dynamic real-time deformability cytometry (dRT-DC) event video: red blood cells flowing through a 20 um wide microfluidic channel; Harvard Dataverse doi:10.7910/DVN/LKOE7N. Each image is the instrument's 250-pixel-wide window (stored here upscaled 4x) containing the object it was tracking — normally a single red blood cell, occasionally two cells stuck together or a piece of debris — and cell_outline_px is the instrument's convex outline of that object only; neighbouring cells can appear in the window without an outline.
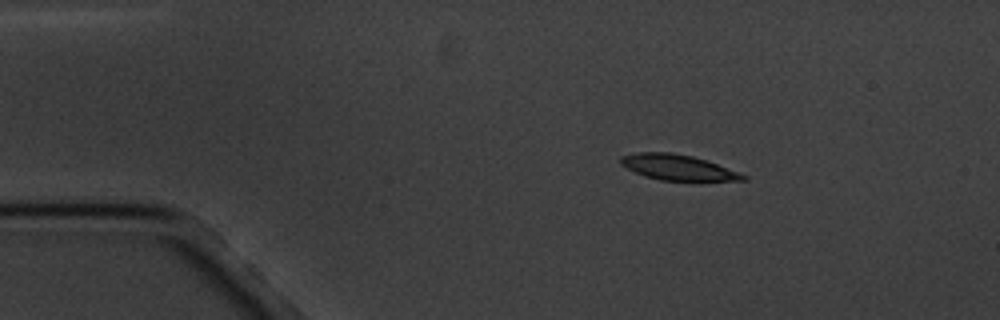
{"species": "common noctule bat (a hibernating species)", "species_latin": "Nyctalus noctula", "temperature_condition": "cold", "stored_images_in_passage": 3, "camera_frame_rate_fps": 3000, "um_per_image_px": 0.085, "animal": {"sex": "male", "body_mass_g": 20.1, "forearm_length_mm": 53.5}, "frame": {"image": 1, "passage_image": 1, "time_ms": 0.0, "image_size_px": [1000, 320], "cell_outline_px": [[748, 180], [660, 180], [644, 176], [620, 164], [620, 156], [636, 152], [672, 152], [692, 156], [716, 164], [748, 176]], "centroid_in_image_um": [57.56, 14.21], "position_along_channel_um": 27.4, "area_um2": 17.86}}